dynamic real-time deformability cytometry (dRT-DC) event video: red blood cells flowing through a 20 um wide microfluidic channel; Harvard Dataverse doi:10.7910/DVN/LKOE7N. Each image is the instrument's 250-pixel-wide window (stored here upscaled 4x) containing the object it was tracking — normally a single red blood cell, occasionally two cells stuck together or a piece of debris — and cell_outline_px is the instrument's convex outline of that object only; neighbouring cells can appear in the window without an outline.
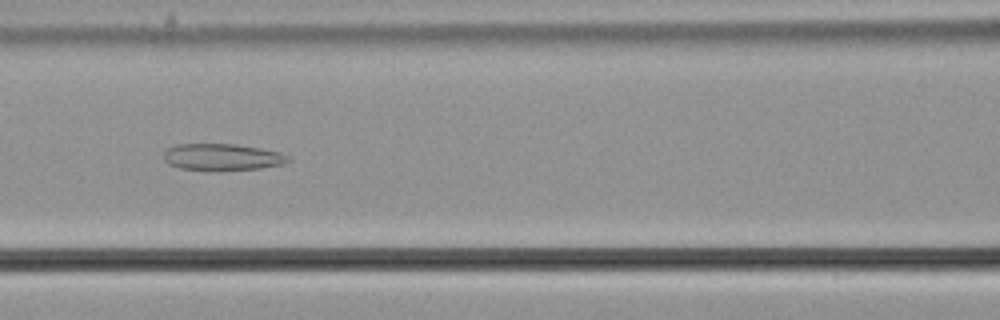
{"species": "common noctule bat (a hibernating species)", "species_latin": "Nyctalus noctula", "temperature_condition": "cold", "stored_images_in_passage": 52, "camera_frame_rate_fps": 3000, "um_per_image_px": 0.085, "animal": {"sex": "male", "body_mass_g": 21.5, "forearm_length_mm": 52.0}, "frame": {"image": 1, "passage_image": 25, "time_ms": 8.0, "image_size_px": [1000, 320], "cell_outline_px": [[288, 160], [280, 164], [260, 168], [180, 168], [168, 164], [164, 160], [164, 152], [168, 148], [176, 144], [236, 144], [260, 148], [280, 152], [288, 156]], "centroid_in_image_um": [18.85, 13.3], "position_along_channel_um": 147.8, "area_um2": 18.44}}
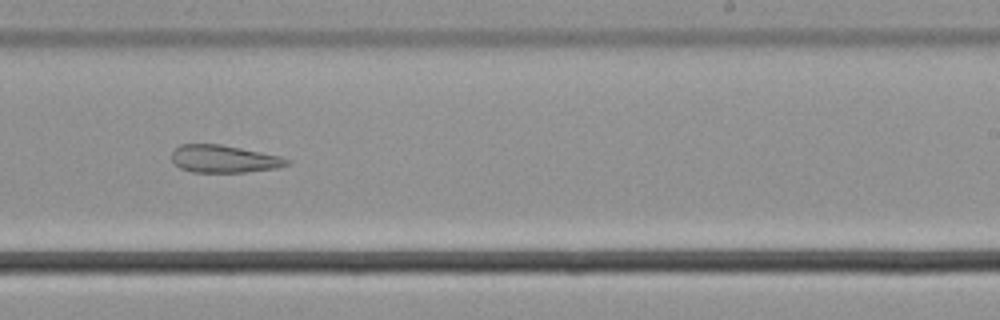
{"frame": {"image": 2, "passage_image": 35, "time_ms": 11.333, "image_size_px": [1000, 320], "cell_outline_px": [[288, 164], [276, 168], [244, 172], [192, 172], [180, 168], [172, 160], [172, 152], [180, 144], [220, 144], [280, 156], [288, 160]], "centroid_in_image_um": [18.99, 13.51], "position_along_channel_um": 270.0, "area_um2": 18.21}}
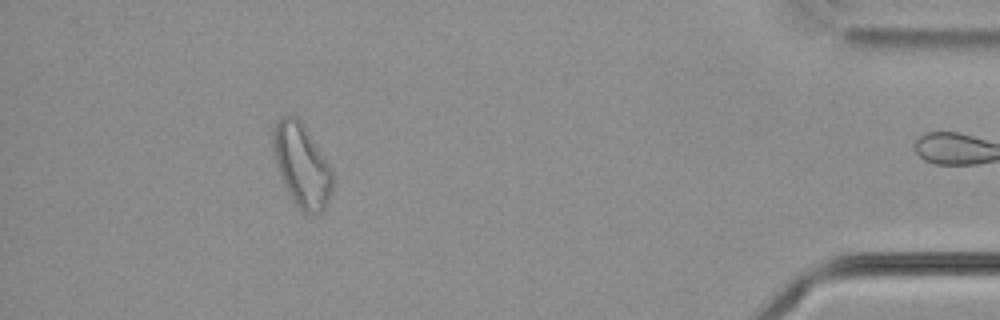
{"frame": {"image": 3, "passage_image": 51, "time_ms": 16.667, "image_size_px": [1000, 320], "cell_outline_px": [[332, 188], [324, 212], [300, 212], [284, 184], [276, 160], [272, 144], [272, 132], [280, 116], [296, 116], [304, 124], [332, 168]], "centroid_in_image_um": [25.66, 14.03], "position_along_channel_um": 409.5, "area_um2": 28.5}, "authors_computed_cell_mechanics": {"area_um2": 24.6806, "velocity_mm_per_s": 3.6742, "shape_relaxation_time_tau1_ms": null, "shape_relaxation_time_tau2_ms": 6.1339, "deformation_change_tau1": null, "deformation_change_tau2": 0.1627}}